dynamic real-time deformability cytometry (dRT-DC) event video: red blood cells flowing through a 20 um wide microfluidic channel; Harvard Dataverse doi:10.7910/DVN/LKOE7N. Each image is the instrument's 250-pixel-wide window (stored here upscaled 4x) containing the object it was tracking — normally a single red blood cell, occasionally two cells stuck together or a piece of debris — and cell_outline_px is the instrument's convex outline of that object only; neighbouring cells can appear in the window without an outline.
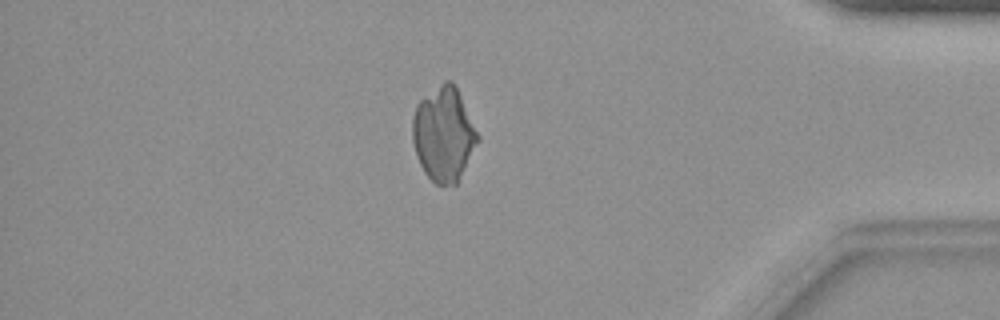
{"species": "common noctule bat (a hibernating species)", "species_latin": "Nyctalus noctula", "temperature_condition": "warm", "stored_images_in_passage": 30, "camera_frame_rate_fps": 3000, "um_per_image_px": 0.085, "animal": {"sex": "female", "body_mass_g": 19.9}, "frame": {"image": 1, "passage_image": 24, "time_ms": 7.667, "image_size_px": [1000, 320], "cell_outline_px": [[480, 140], [456, 184], [436, 184], [424, 172], [416, 156], [412, 140], [412, 120], [416, 104], [420, 100], [444, 80], [452, 80], [480, 136]], "centroid_in_image_um": [37.7, 11.4], "position_along_channel_um": 397.5, "area_um2": 35.6}}
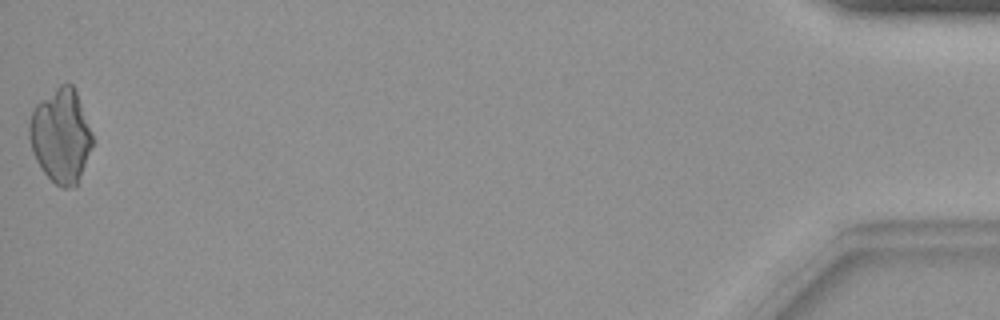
{"frame": {"image": 2, "passage_image": 30, "time_ms": 9.667, "image_size_px": [1000, 320], "cell_outline_px": [[92, 144], [76, 184], [68, 188], [64, 188], [56, 184], [44, 172], [36, 160], [32, 152], [28, 136], [28, 124], [32, 108], [40, 100], [60, 84], [72, 84], [76, 92], [92, 132]], "centroid_in_image_um": [5.12, 11.51], "position_along_channel_um": 430.1, "area_um2": 34.16}}